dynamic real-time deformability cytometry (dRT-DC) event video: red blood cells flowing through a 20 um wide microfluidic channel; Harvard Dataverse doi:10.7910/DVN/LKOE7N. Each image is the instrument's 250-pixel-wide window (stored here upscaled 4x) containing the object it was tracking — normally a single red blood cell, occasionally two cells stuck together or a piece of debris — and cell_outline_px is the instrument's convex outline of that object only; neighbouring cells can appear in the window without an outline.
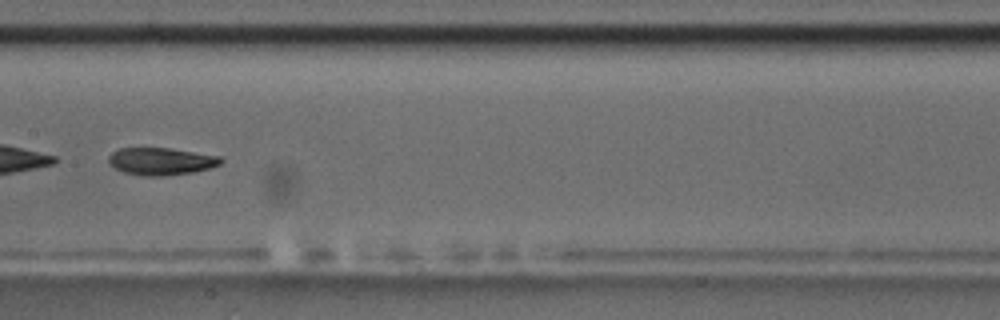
{"species": "common noctule bat (a hibernating species)", "species_latin": "Nyctalus noctula", "temperature_condition": "room temperature", "stored_images_in_passage": 9, "camera_frame_rate_fps": 3000, "um_per_image_px": 0.085, "animal": {"sex": "male", "body_mass_g": 17.5, "forearm_length_mm": 52.3}, "frame": {"image": 1, "passage_image": 9, "time_ms": 9.333, "image_size_px": [1000, 320], "cell_outline_px": [[224, 160], [220, 164], [208, 168], [192, 172], [164, 176], [144, 176], [124, 172], [108, 164], [108, 156], [112, 152], [120, 148], [168, 148], [220, 156]], "centroid_in_image_um": [13.66, 13.71], "position_along_channel_um": 193.7, "area_um2": 17.8}}